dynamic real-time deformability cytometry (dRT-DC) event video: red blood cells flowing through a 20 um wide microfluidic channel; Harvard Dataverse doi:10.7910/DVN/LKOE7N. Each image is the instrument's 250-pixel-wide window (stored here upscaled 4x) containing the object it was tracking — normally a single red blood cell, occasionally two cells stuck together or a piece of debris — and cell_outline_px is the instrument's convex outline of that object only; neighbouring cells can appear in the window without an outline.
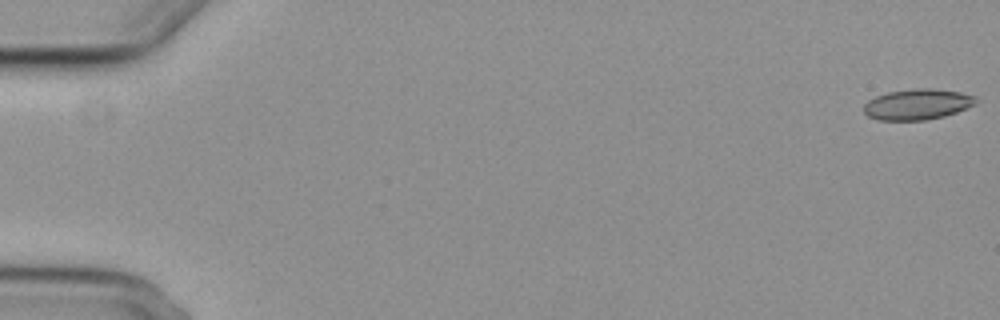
{"species": "common noctule bat (a hibernating species)", "species_latin": "Nyctalus noctula", "temperature_condition": "cold", "stored_images_in_passage": 5, "camera_frame_rate_fps": 3000, "um_per_image_px": 0.085, "animal": {"sex": "female", "body_mass_g": 29.2, "forearm_length_mm": 56.3}, "frame": {"image": 1, "passage_image": 1, "time_ms": 0.0, "image_size_px": [1000, 320], "cell_outline_px": [[976, 104], [956, 112], [944, 116], [924, 120], [880, 120], [868, 116], [864, 112], [864, 104], [868, 100], [876, 96], [888, 92], [916, 88], [932, 88], [960, 92], [976, 96]], "centroid_in_image_um": [77.98, 8.86], "position_along_channel_um": 7.0, "area_um2": 20.0}}
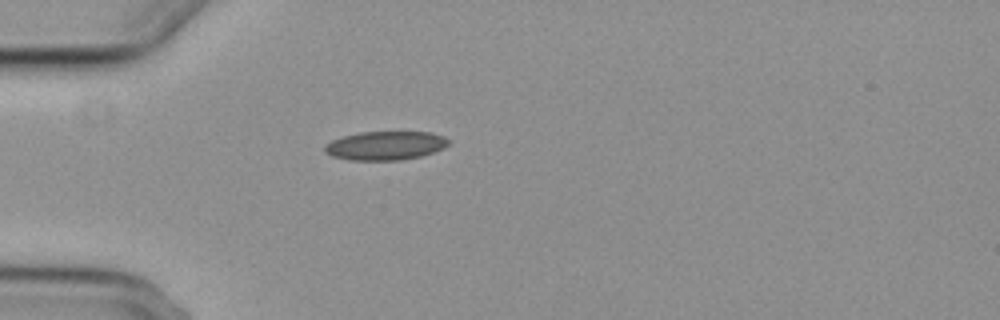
{"frame": {"image": 2, "passage_image": 5, "time_ms": 5.333, "image_size_px": [1000, 320], "cell_outline_px": [[452, 140], [444, 148], [420, 156], [400, 160], [348, 160], [332, 156], [324, 152], [324, 144], [340, 136], [360, 132], [432, 132], [444, 136]], "centroid_in_image_um": [32.74, 12.37], "position_along_channel_um": 52.3, "area_um2": 20.98}}